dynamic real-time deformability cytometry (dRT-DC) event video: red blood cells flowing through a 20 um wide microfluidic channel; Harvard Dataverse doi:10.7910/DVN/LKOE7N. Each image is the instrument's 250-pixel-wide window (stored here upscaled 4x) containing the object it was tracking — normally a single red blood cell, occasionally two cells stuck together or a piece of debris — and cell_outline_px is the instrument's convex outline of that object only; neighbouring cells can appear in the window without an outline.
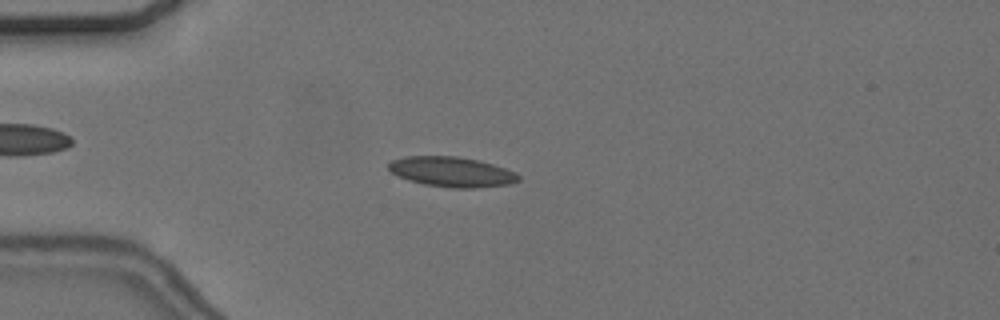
{"species": "common noctule bat (a hibernating species)", "species_latin": "Nyctalus noctula", "temperature_condition": "cold", "stored_images_in_passage": 55, "camera_frame_rate_fps": 3000, "um_per_image_px": 0.085, "animal": {"sex": "female", "body_mass_g": 24.6, "forearm_length_mm": 56.2}, "frame": {"image": 1, "passage_image": 14, "time_ms": 4.333, "image_size_px": [1000, 320], "cell_outline_px": [[520, 180], [508, 184], [476, 188], [452, 188], [424, 184], [408, 180], [392, 172], [388, 168], [388, 164], [392, 160], [404, 156], [456, 156], [480, 160], [516, 172], [520, 176]], "centroid_in_image_um": [38.41, 14.6], "position_along_channel_um": 46.6, "area_um2": 22.72}}
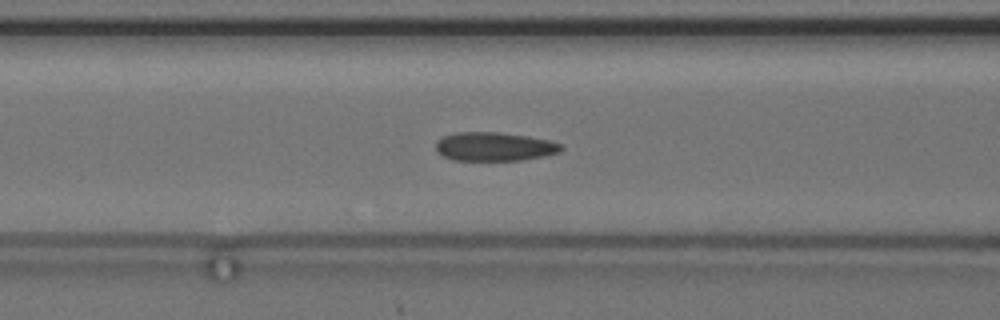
{"frame": {"image": 2, "passage_image": 22, "time_ms": 7.0, "image_size_px": [1000, 320], "cell_outline_px": [[564, 148], [560, 152], [544, 156], [520, 160], [452, 160], [444, 156], [436, 148], [436, 140], [444, 136], [456, 132], [500, 132], [528, 136], [548, 140], [560, 144]], "centroid_in_image_um": [42.03, 12.45], "position_along_channel_um": 124.6, "area_um2": 20.92}}
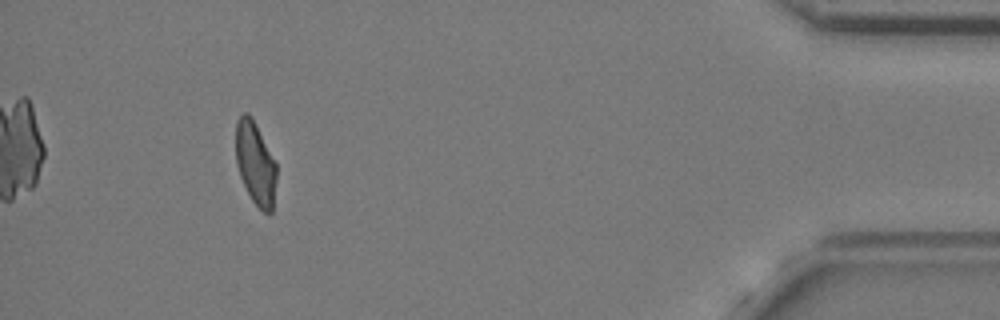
{"frame": {"image": 3, "passage_image": 51, "time_ms": 16.667, "image_size_px": [1000, 320], "cell_outline_px": [[276, 180], [272, 212], [268, 216], [252, 200], [240, 176], [236, 164], [236, 120], [244, 112], [248, 112], [252, 116], [276, 164]], "centroid_in_image_um": [21.7, 13.87], "position_along_channel_um": 413.5, "area_um2": 19.59}, "authors_computed_cell_mechanics": {"area_um2": 20.9814, "velocity_mm_per_s": 3.6352, "shape_relaxation_time_tau1_ms": null, "shape_relaxation_time_tau2_ms": 2.8554, "deformation_change_tau1": null, "deformation_change_tau2": 0.1086}}